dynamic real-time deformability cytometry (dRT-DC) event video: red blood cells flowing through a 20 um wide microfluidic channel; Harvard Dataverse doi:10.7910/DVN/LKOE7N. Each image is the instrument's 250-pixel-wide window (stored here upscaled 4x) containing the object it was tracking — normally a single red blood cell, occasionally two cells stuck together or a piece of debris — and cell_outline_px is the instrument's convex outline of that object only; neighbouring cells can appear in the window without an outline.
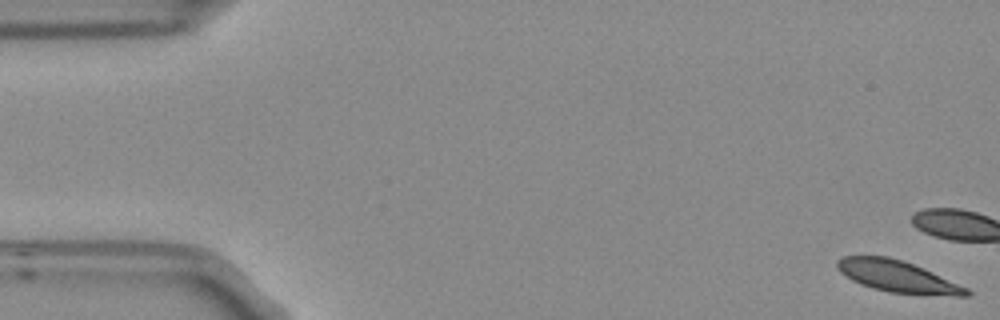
{"species": "Egyptian fruit bat (a non-hibernating species)", "species_latin": "Rousettus aegyptiacus", "temperature_condition": "room temperature", "stored_images_in_passage": 6, "camera_frame_rate_fps": 3000, "um_per_image_px": 0.085, "frame": {"image": 1, "passage_image": 1, "time_ms": 0.0, "image_size_px": [1000, 320], "cell_outline_px": [[972, 292], [968, 296], [956, 296], [888, 292], [872, 288], [860, 284], [852, 280], [840, 272], [836, 268], [836, 260], [844, 256], [888, 256], [912, 264], [968, 288]], "centroid_in_image_um": [76.25, 23.5], "position_along_channel_um": 8.8, "area_um2": 23.52}}
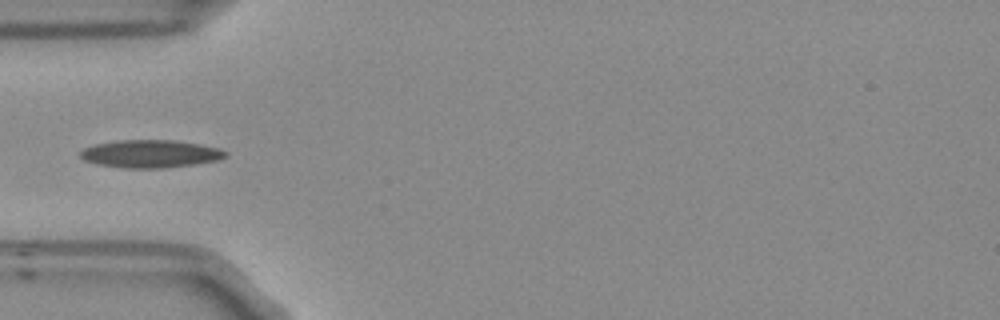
{"frame": {"image": 2, "passage_image": 6, "time_ms": 1.667, "image_size_px": [1000, 320], "cell_outline_px": [[228, 156], [220, 160], [196, 164], [164, 168], [124, 168], [96, 164], [84, 160], [80, 156], [80, 152], [84, 148], [92, 144], [116, 140], [176, 140], [200, 144], [220, 148], [228, 152]], "centroid_in_image_um": [12.81, 13.07], "position_along_channel_um": 72.2, "area_um2": 23.87}}